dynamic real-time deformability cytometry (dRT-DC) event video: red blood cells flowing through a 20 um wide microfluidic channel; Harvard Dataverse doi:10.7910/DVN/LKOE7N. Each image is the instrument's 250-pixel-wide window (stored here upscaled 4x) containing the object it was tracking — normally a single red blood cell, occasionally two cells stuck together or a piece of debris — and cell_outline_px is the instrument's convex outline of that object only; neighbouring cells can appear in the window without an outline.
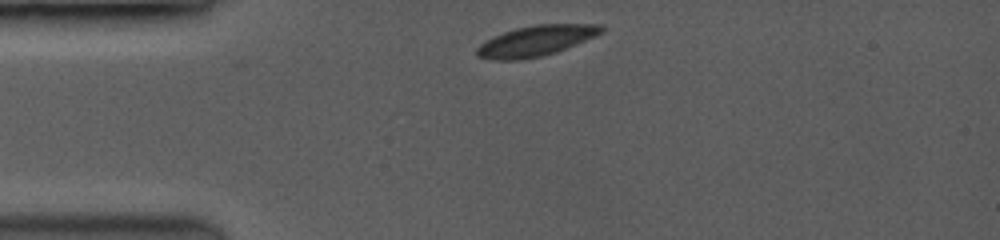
{"species": "common noctule bat (a hibernating species)", "species_latin": "Nyctalus noctula", "temperature_condition": "room temperature", "stored_images_in_passage": 2, "camera_frame_rate_fps": 3500, "um_per_image_px": 0.085, "animal": {"sex": "female", "body_mass_g": 19.0, "forearm_length_mm": 53.3}, "frame": {"image": 1, "passage_image": 2, "time_ms": 0.286, "image_size_px": [1000, 240], "cell_outline_px": [[604, 32], [564, 48], [540, 56], [520, 60], [496, 60], [476, 56], [476, 48], [480, 44], [504, 32], [516, 28], [536, 24], [600, 24], [604, 28]], "centroid_in_image_um": [45.53, 3.46], "position_along_channel_um": 39.5, "area_um2": 21.62}}